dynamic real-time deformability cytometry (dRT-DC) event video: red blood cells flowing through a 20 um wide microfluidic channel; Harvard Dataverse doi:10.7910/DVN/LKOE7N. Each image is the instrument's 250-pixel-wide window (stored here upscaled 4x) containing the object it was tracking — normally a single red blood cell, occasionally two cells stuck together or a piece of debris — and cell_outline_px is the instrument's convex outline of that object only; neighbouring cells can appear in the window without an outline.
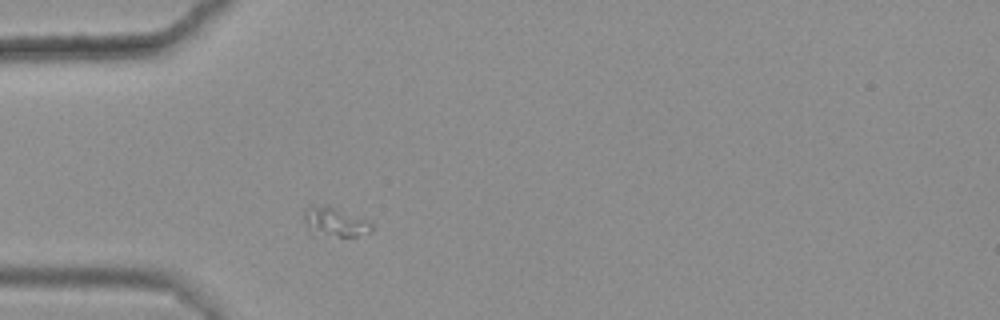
{"species": "common noctule bat (a hibernating species)", "species_latin": "Nyctalus noctula", "temperature_condition": "warm", "stored_images_in_passage": 30, "camera_frame_rate_fps": 3000, "um_per_image_px": 0.085, "animal": {"sex": "female", "body_mass_g": 25.1}, "frame": {"image": 1, "passage_image": 1, "time_ms": 0.0, "image_size_px": [1000, 320], "cell_outline_px": [[372, 232], [356, 236], [312, 236], [308, 232], [304, 220], [304, 208], [308, 204], [328, 204], [368, 220], [372, 224]], "centroid_in_image_um": [28.39, 18.85], "position_along_channel_um": 56.6, "area_um2": 12.25}}